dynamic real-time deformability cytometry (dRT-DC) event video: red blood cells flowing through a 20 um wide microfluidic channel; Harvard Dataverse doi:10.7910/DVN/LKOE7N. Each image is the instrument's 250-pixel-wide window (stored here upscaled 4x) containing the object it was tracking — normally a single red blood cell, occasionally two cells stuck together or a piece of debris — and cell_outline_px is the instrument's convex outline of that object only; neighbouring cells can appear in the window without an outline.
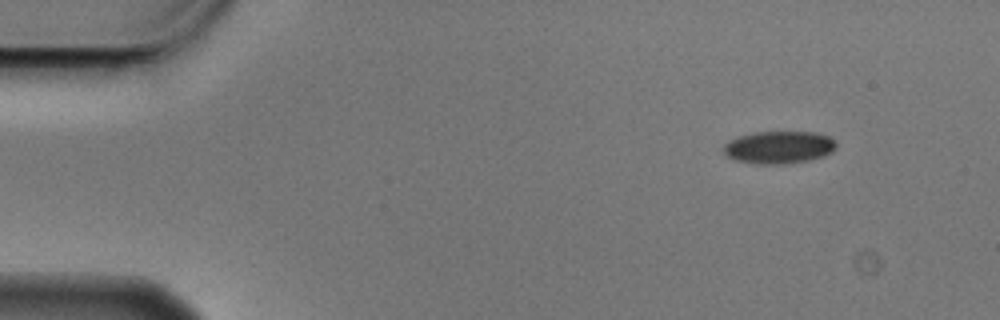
{"species": "Egyptian fruit bat (a non-hibernating species)", "species_latin": "Rousettus aegyptiacus", "temperature_condition": "cold", "stored_images_in_passage": 5, "camera_frame_rate_fps": 3000, "um_per_image_px": 0.085, "animal": {"sex": "male"}, "frame": {"image": 1, "passage_image": 1, "time_ms": 0.0, "image_size_px": [1000, 320], "cell_outline_px": [[836, 148], [832, 152], [824, 156], [808, 160], [784, 164], [756, 164], [736, 160], [728, 156], [724, 152], [724, 144], [728, 140], [752, 132], [816, 132], [828, 136], [836, 144]], "centroid_in_image_um": [66.2, 12.52], "position_along_channel_um": 18.8, "area_um2": 21.33}}
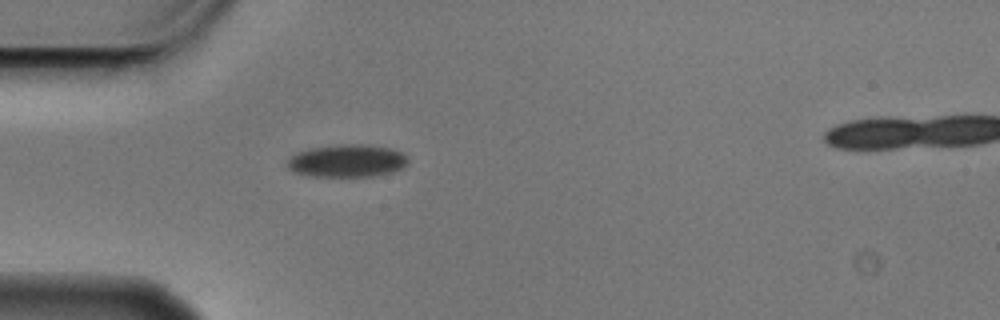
{"frame": {"image": 2, "passage_image": 4, "time_ms": 1.0, "image_size_px": [1000, 320], "cell_outline_px": [[408, 164], [404, 168], [392, 172], [372, 176], [308, 176], [296, 172], [288, 168], [284, 164], [296, 152], [312, 148], [336, 144], [360, 144], [388, 148], [400, 152], [408, 156]], "centroid_in_image_um": [29.5, 13.67], "position_along_channel_um": 55.5, "area_um2": 23.0}}